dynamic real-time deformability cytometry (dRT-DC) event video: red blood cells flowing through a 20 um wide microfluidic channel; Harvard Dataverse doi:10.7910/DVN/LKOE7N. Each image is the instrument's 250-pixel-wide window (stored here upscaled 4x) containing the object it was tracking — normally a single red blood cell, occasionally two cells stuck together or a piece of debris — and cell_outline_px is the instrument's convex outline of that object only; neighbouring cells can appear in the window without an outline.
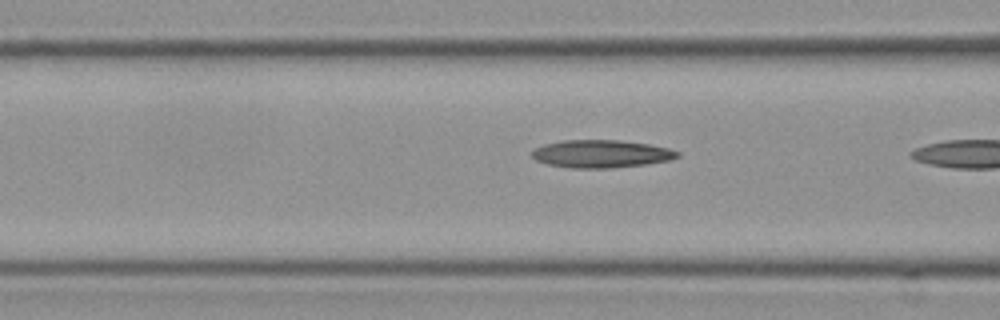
{"species": "Egyptian fruit bat (a non-hibernating species)", "species_latin": "Rousettus aegyptiacus", "temperature_condition": "cold", "stored_images_in_passage": 22, "camera_frame_rate_fps": 3000, "um_per_image_px": 0.085, "frame": {"image": 1, "passage_image": 21, "time_ms": 6.667, "image_size_px": [1000, 320], "cell_outline_px": [[680, 156], [668, 160], [644, 164], [612, 168], [572, 168], [548, 164], [536, 160], [532, 156], [532, 152], [536, 148], [544, 144], [564, 140], [620, 140], [648, 144], [668, 148], [680, 152]], "centroid_in_image_um": [51.1, 13.07], "position_along_channel_um": 115.5, "area_um2": 23.35}}